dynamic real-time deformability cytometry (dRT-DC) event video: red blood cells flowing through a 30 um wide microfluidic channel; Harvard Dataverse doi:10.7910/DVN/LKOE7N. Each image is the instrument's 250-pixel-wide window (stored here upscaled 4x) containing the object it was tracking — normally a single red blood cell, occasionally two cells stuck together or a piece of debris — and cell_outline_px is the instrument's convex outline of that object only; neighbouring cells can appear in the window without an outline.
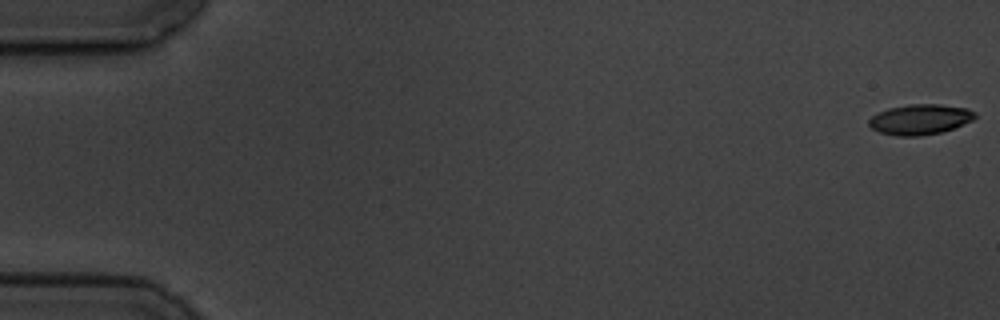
{"species": "common noctule bat (a hibernating species)", "species_latin": "Nyctalus noctula", "temperature_condition": "cold", "stored_images_in_passage": 6, "camera_frame_rate_fps": 3000, "um_per_image_px": 0.085, "animal": {"sex": "male", "body_mass_g": 19.5, "forearm_length_mm": 54.6}, "frame": {"image": 1, "passage_image": 1, "time_ms": 0.0, "image_size_px": [1000, 320], "cell_outline_px": [[976, 116], [972, 120], [952, 128], [940, 132], [920, 136], [896, 136], [880, 132], [872, 128], [868, 124], [868, 120], [872, 116], [888, 108], [912, 104], [940, 104], [968, 108], [976, 112]], "centroid_in_image_um": [78.2, 10.14], "position_along_channel_um": 6.8, "area_um2": 18.61}}
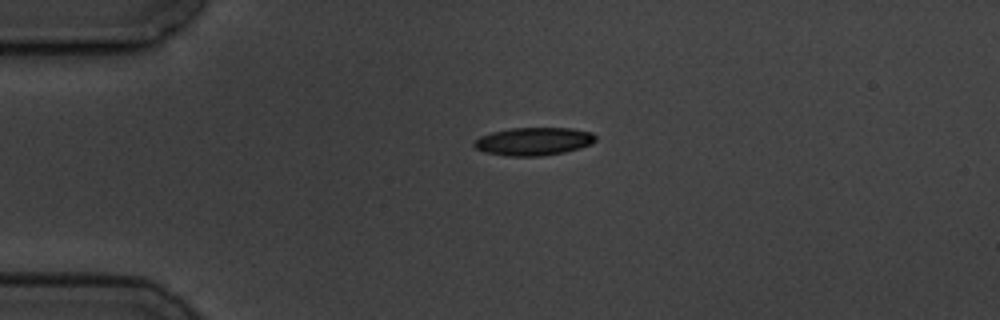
{"frame": {"image": 2, "passage_image": 4, "time_ms": 4.333, "image_size_px": [1000, 320], "cell_outline_px": [[596, 140], [592, 144], [580, 148], [564, 152], [540, 156], [508, 156], [484, 152], [476, 148], [472, 144], [480, 136], [492, 132], [512, 128], [572, 128], [592, 132], [596, 136]], "centroid_in_image_um": [45.38, 12.01], "position_along_channel_um": 39.6, "area_um2": 19.83}}
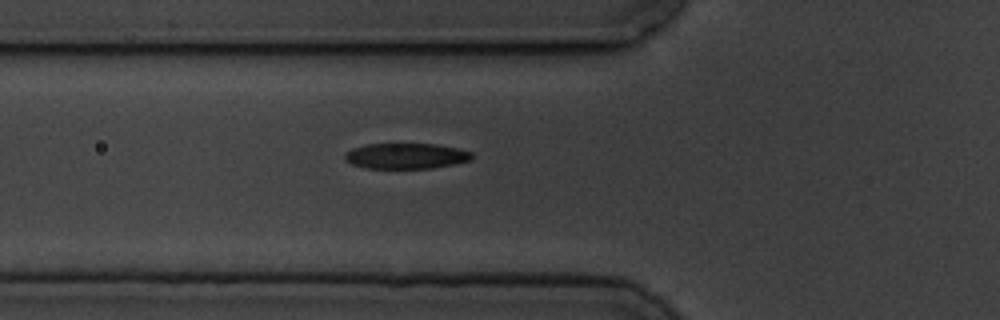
{"frame": {"image": 3, "passage_image": 6, "time_ms": 6.667, "image_size_px": [1000, 320], "cell_outline_px": [[472, 160], [456, 164], [432, 168], [364, 168], [352, 164], [344, 160], [344, 156], [352, 148], [368, 144], [436, 144], [460, 148], [472, 152]], "centroid_in_image_um": [34.55, 13.26], "position_along_channel_um": 91.3, "area_um2": 19.07}}